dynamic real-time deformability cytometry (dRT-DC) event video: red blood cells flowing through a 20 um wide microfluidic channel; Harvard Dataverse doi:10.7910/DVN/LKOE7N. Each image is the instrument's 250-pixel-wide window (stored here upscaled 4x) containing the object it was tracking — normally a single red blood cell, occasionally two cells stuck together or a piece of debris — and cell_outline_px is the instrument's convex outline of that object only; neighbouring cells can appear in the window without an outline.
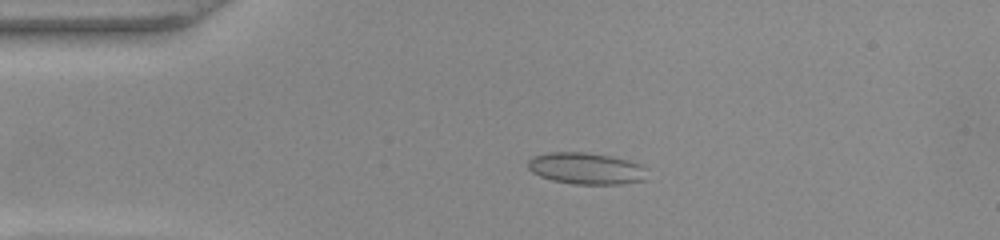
{"species": "common noctule bat (a hibernating species)", "species_latin": "Nyctalus noctula", "temperature_condition": "warm", "stored_images_in_passage": 49, "camera_frame_rate_fps": 3000, "um_per_image_px": 0.085, "animal": {"sex": "female", "body_mass_g": 22.0, "forearm_length_mm": 56.7}, "frame": {"image": 1, "passage_image": 10, "time_ms": 3.0, "image_size_px": [1000, 240], "cell_outline_px": [[648, 168], [644, 180], [624, 184], [572, 184], [552, 180], [540, 176], [532, 172], [528, 168], [528, 160], [532, 156], [548, 152], [584, 152], [612, 156], [628, 160], [640, 164]], "centroid_in_image_um": [49.83, 14.31], "position_along_channel_um": 35.2, "area_um2": 22.2}}
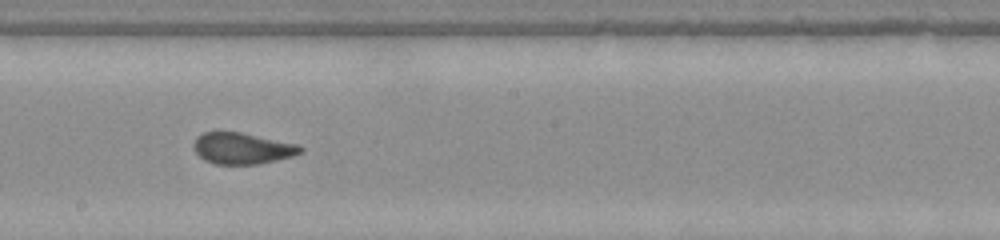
{"frame": {"image": 2, "passage_image": 27, "time_ms": 8.667, "image_size_px": [1000, 240], "cell_outline_px": [[304, 152], [292, 156], [276, 160], [256, 164], [216, 164], [204, 160], [196, 152], [192, 144], [196, 136], [204, 132], [240, 132], [296, 144], [304, 148]], "centroid_in_image_um": [20.57, 12.61], "position_along_channel_um": 227.6, "area_um2": 19.36}}
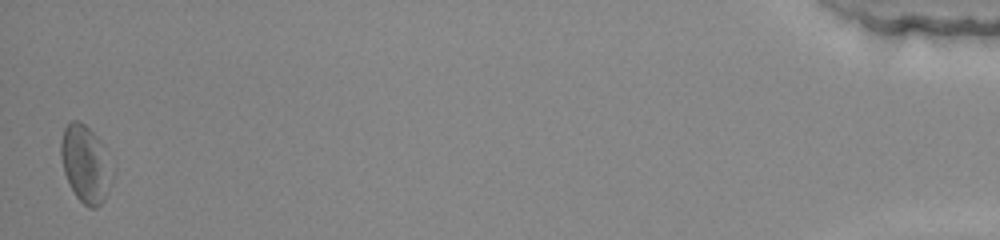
{"frame": {"image": 3, "passage_image": 49, "time_ms": 16.0, "image_size_px": [1000, 240], "cell_outline_px": [[116, 168], [108, 192], [104, 200], [96, 208], [88, 208], [76, 196], [64, 172], [60, 156], [60, 140], [64, 128], [72, 120], [80, 120], [96, 136]], "centroid_in_image_um": [7.3, 13.94], "position_along_channel_um": 427.9, "area_um2": 23.35}, "authors_computed_cell_mechanics": {"area_um2": 20.1722, "velocity_mm_per_s": 4.0451, "shape_relaxation_time_tau1_ms": 6.5011, "shape_relaxation_time_tau2_ms": 1.0277, "deformation_change_tau1": 0.1539, "deformation_change_tau2": 0.0638}}